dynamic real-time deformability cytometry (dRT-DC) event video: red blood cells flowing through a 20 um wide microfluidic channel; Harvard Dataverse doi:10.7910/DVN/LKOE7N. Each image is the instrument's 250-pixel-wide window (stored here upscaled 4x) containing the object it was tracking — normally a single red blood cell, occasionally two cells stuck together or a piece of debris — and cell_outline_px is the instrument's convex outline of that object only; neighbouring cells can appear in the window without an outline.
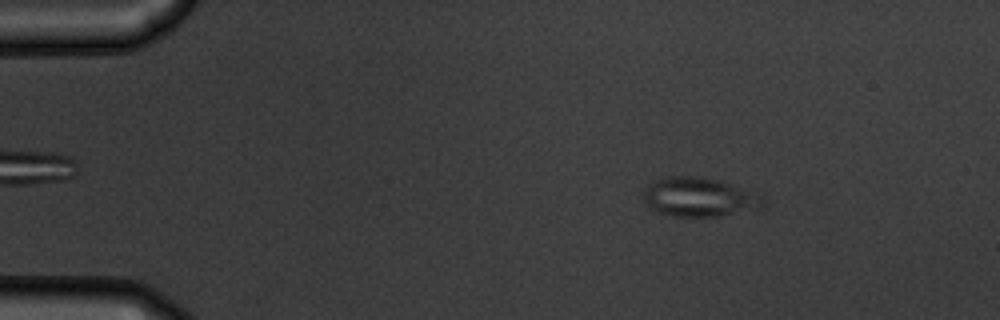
{"species": "common noctule bat (a hibernating species)", "species_latin": "Nyctalus noctula", "temperature_condition": "warm", "stored_images_in_passage": 54, "camera_frame_rate_fps": 3000, "um_per_image_px": 0.085, "animal": {"sex": "male", "body_mass_g": 19.5, "forearm_length_mm": 54.6}, "frame": {"image": 1, "passage_image": 8, "time_ms": 2.333, "image_size_px": [1000, 320], "cell_outline_px": [[764, 208], [720, 216], [672, 216], [656, 212], [648, 208], [644, 200], [644, 188], [648, 184], [656, 180], [668, 176], [704, 176], [764, 196]], "centroid_in_image_um": [59.4, 16.77], "position_along_channel_um": 25.6, "area_um2": 27.34}}
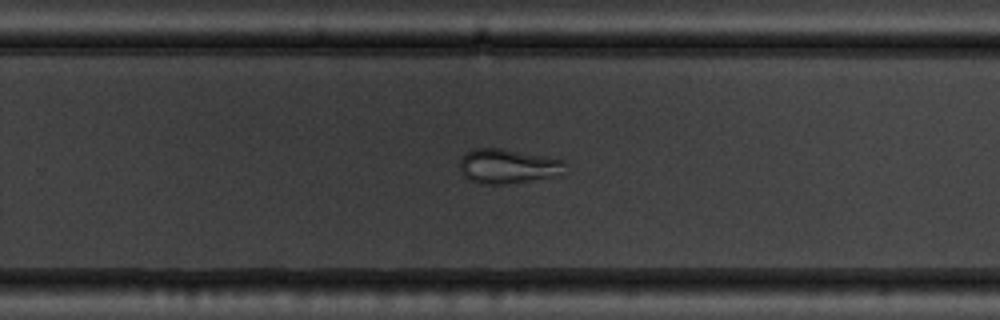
{"frame": {"image": 2, "passage_image": 35, "time_ms": 11.333, "image_size_px": [1000, 320], "cell_outline_px": [[564, 164], [560, 176], [504, 184], [476, 184], [468, 180], [460, 172], [460, 160], [464, 152], [472, 148], [504, 148], [564, 160]], "centroid_in_image_um": [43.1, 14.13], "position_along_channel_um": 286.7, "area_um2": 21.5}}
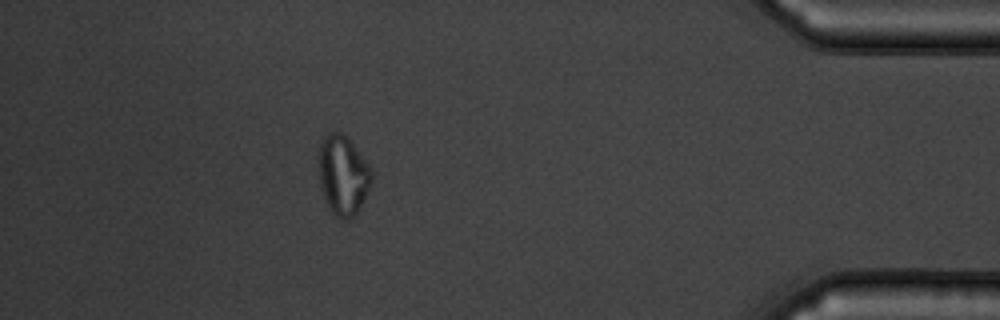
{"frame": {"image": 3, "passage_image": 48, "time_ms": 15.667, "image_size_px": [1000, 320], "cell_outline_px": [[372, 180], [360, 208], [348, 220], [340, 220], [332, 212], [324, 200], [320, 184], [316, 160], [320, 144], [324, 136], [328, 132], [344, 132], [348, 136], [372, 168]], "centroid_in_image_um": [29.13, 14.85], "position_along_channel_um": 406.1, "area_um2": 25.2}, "authors_computed_cell_mechanics": {"area_um2": 24.9696, "velocity_mm_per_s": 3.7658, "shape_relaxation_time_tau1_ms": null, "shape_relaxation_time_tau2_ms": 2.7625, "deformation_change_tau1": null, "deformation_change_tau2": 0.0779}}